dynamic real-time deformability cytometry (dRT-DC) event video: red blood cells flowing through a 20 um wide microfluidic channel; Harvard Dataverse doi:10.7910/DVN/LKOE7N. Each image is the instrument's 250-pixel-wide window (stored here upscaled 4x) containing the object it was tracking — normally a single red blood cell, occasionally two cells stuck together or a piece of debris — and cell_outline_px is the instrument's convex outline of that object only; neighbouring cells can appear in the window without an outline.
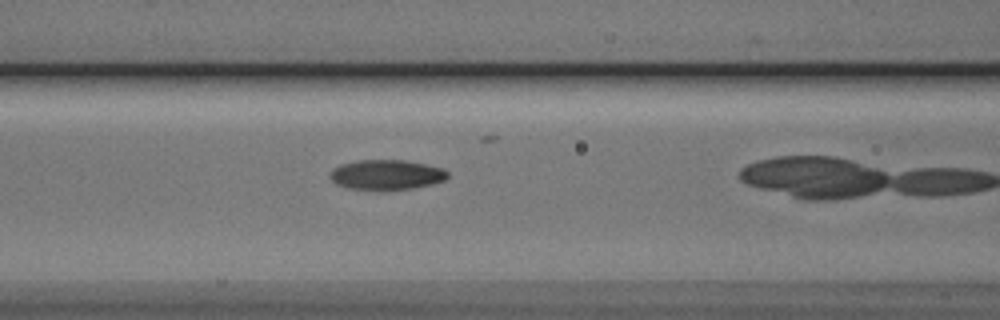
{"species": "Egyptian fruit bat (a non-hibernating species)", "species_latin": "Rousettus aegyptiacus", "temperature_condition": "cold", "stored_images_in_passage": 17, "camera_frame_rate_fps": 3000, "um_per_image_px": 0.085, "animal": {"sex": "male"}, "frame": {"image": 1, "passage_image": 10, "time_ms": 3.0, "image_size_px": [1000, 320], "cell_outline_px": [[448, 176], [444, 180], [432, 184], [412, 188], [348, 188], [336, 184], [328, 176], [332, 168], [340, 164], [356, 160], [404, 160], [444, 168], [448, 172]], "centroid_in_image_um": [32.82, 14.82], "position_along_channel_um": 133.8, "area_um2": 20.17}}
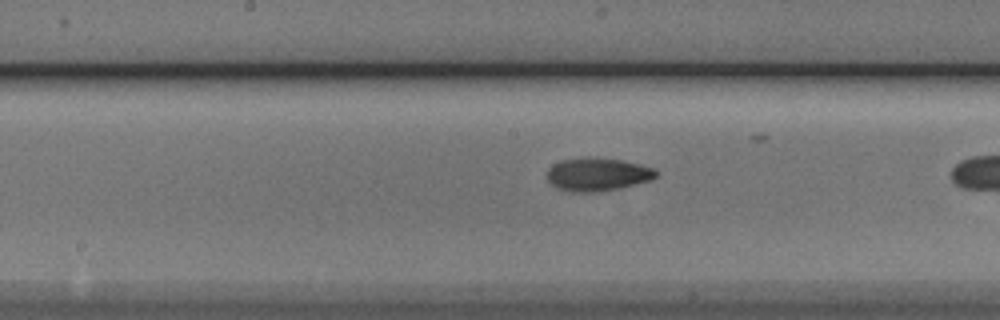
{"frame": {"image": 2, "passage_image": 15, "time_ms": 4.667, "image_size_px": [1000, 320], "cell_outline_px": [[656, 176], [648, 180], [620, 188], [592, 192], [572, 192], [556, 188], [544, 176], [548, 168], [552, 164], [560, 160], [580, 156], [592, 156], [620, 160], [640, 164], [652, 168], [656, 172]], "centroid_in_image_um": [50.68, 14.79], "position_along_channel_um": 197.5, "area_um2": 21.27}}